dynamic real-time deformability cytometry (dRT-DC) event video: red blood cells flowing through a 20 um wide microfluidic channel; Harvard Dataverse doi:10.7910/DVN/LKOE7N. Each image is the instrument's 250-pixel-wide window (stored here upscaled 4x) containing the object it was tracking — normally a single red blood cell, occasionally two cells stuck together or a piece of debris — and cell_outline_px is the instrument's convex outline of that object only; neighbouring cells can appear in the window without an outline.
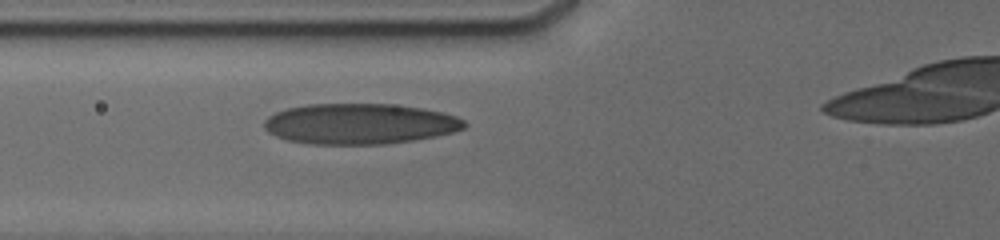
{"species": "human", "species_latin": "Homo sapiens", "temperature_condition": "cold", "stored_images_in_passage": 7, "camera_frame_rate_fps": 3000, "um_per_image_px": 0.085, "donor": {"sex": "male"}, "frame": {"image": 1, "passage_image": 7, "time_ms": 2.667, "image_size_px": [1000, 240], "cell_outline_px": [[468, 124], [464, 128], [452, 132], [412, 140], [384, 144], [312, 144], [288, 140], [276, 136], [268, 132], [264, 128], [264, 120], [268, 116], [276, 112], [288, 108], [308, 104], [388, 104], [420, 108], [440, 112], [456, 116], [464, 120]], "centroid_in_image_um": [30.54, 10.52], "position_along_channel_um": 95.3, "area_um2": 47.05}}